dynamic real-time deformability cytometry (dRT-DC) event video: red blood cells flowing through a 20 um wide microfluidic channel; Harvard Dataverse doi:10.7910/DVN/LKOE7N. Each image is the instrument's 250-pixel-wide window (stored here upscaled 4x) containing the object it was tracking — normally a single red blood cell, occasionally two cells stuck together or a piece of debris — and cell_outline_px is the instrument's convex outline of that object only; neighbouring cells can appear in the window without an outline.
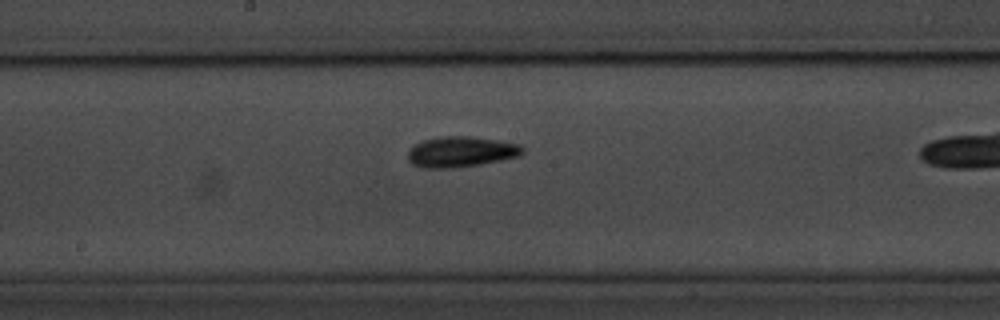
{"species": "common noctule bat (a hibernating species)", "species_latin": "Nyctalus noctula", "temperature_condition": "room temperature", "stored_images_in_passage": 37, "camera_frame_rate_fps": 3000, "um_per_image_px": 0.085, "animal": {"sex": "male", "body_mass_g": 20.1, "forearm_length_mm": 53.5}, "frame": {"image": 1, "passage_image": 22, "time_ms": 7.0, "image_size_px": [1000, 320], "cell_outline_px": [[524, 152], [520, 156], [480, 164], [452, 168], [424, 168], [412, 164], [408, 160], [408, 152], [416, 144], [424, 140], [440, 136], [468, 136], [496, 140], [520, 144], [524, 148]], "centroid_in_image_um": [39.19, 12.9], "position_along_channel_um": 209.0, "area_um2": 20.35}}